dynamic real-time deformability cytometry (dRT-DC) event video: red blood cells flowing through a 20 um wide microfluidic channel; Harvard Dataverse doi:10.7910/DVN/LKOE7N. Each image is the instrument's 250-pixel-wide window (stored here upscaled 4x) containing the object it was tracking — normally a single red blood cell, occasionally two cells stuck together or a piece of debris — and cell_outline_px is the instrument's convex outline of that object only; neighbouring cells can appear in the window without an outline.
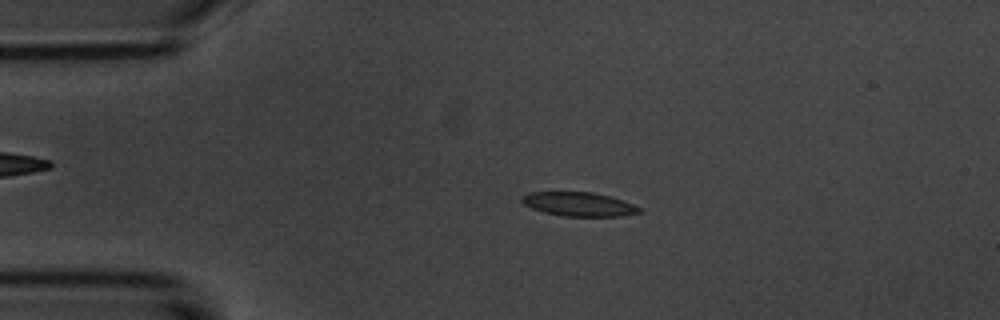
{"species": "common noctule bat (a hibernating species)", "species_latin": "Nyctalus noctula", "temperature_condition": "room temperature", "stored_images_in_passage": 5, "camera_frame_rate_fps": 3000, "um_per_image_px": 0.085, "animal": {"sex": "male", "body_mass_g": 20.1, "forearm_length_mm": 53.5}, "frame": {"image": 1, "passage_image": 4, "time_ms": 3.333, "image_size_px": [1000, 320], "cell_outline_px": [[644, 212], [624, 216], [560, 216], [544, 212], [532, 208], [524, 204], [520, 200], [520, 196], [528, 192], [592, 192], [608, 196], [644, 208]], "centroid_in_image_um": [49.21, 17.36], "position_along_channel_um": 35.8, "area_um2": 16.53}}